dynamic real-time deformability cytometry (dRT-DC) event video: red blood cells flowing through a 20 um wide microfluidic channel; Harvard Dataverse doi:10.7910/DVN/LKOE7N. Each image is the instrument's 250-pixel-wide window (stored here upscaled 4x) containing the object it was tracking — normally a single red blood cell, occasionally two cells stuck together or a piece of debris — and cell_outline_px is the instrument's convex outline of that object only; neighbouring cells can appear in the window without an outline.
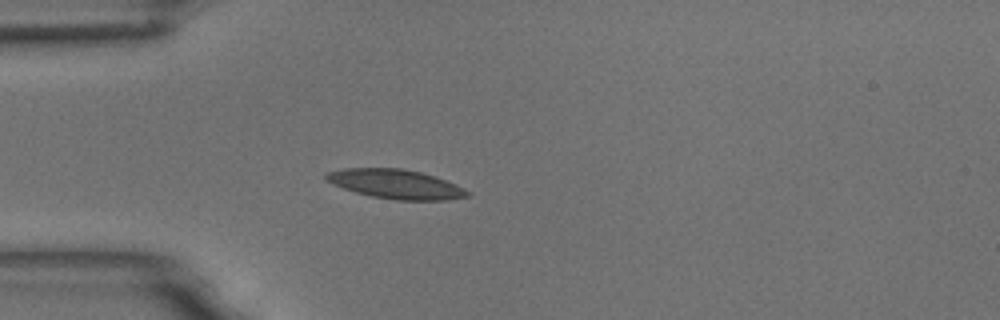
{"species": "common noctule bat (a hibernating species)", "species_latin": "Nyctalus noctula", "temperature_condition": "room temperature", "stored_images_in_passage": 14, "camera_frame_rate_fps": 3000, "um_per_image_px": 0.085, "animal": {"sex": "male", "body_mass_g": 18.8}, "frame": {"image": 1, "passage_image": 3, "time_ms": 0.667, "image_size_px": [1000, 320], "cell_outline_px": [[472, 196], [444, 200], [396, 200], [372, 196], [356, 192], [332, 184], [324, 180], [324, 172], [344, 168], [400, 168], [420, 172], [444, 180], [464, 188], [472, 192]], "centroid_in_image_um": [33.61, 15.65], "position_along_channel_um": 51.4, "area_um2": 24.1}}
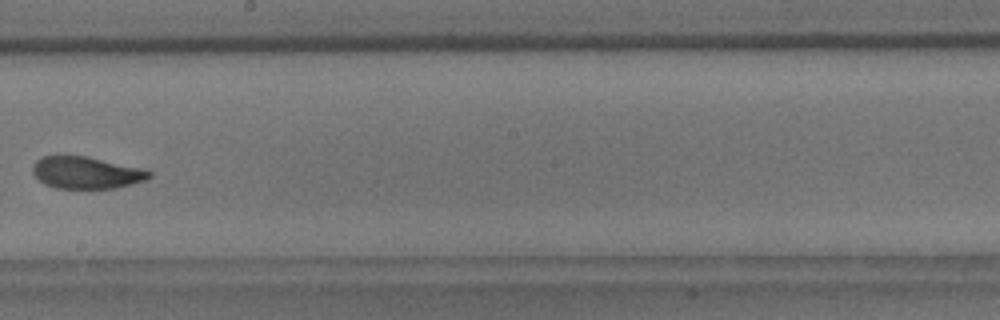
{"frame": {"image": 2, "passage_image": 8, "time_ms": 2.333, "image_size_px": [1000, 320], "cell_outline_px": [[152, 176], [144, 180], [132, 184], [116, 188], [56, 188], [44, 184], [32, 172], [32, 168], [36, 160], [40, 156], [88, 156], [144, 168], [152, 172]], "centroid_in_image_um": [7.36, 14.67], "position_along_channel_um": 240.8, "area_um2": 21.85}}
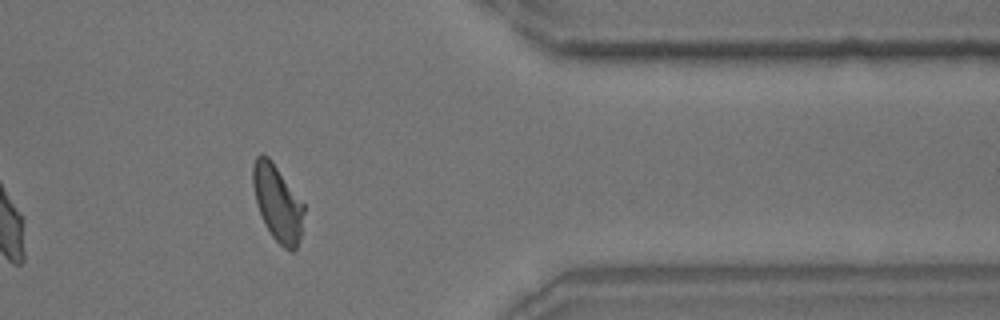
{"frame": {"image": 3, "passage_image": 12, "time_ms": 3.667, "image_size_px": [1000, 320], "cell_outline_px": [[304, 212], [300, 240], [296, 248], [292, 252], [284, 248], [272, 236], [264, 224], [256, 204], [252, 184], [252, 164], [256, 156], [260, 152], [268, 156], [272, 160], [304, 204]], "centroid_in_image_um": [23.57, 17.23], "position_along_channel_um": 387.8, "area_um2": 22.89}}